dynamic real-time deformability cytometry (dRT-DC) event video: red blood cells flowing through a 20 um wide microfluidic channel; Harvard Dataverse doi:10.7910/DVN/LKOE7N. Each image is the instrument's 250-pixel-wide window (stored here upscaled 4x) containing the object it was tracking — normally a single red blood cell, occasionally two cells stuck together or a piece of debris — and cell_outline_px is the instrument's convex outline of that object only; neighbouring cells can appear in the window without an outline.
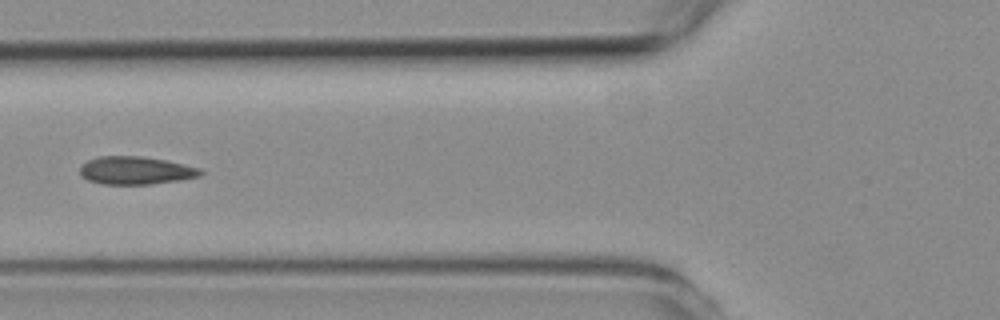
{"species": "common noctule bat (a hibernating species)", "species_latin": "Nyctalus noctula", "temperature_condition": "room temperature", "stored_images_in_passage": 5, "camera_frame_rate_fps": 3000, "um_per_image_px": 0.085, "animal": {"sex": "female", "body_mass_g": 19.3, "forearm_length_mm": 54.1}, "frame": {"image": 1, "passage_image": 5, "time_ms": 4.667, "image_size_px": [1000, 320], "cell_outline_px": [[204, 172], [200, 176], [180, 180], [152, 184], [104, 184], [88, 180], [80, 176], [80, 164], [96, 156], [140, 156], [164, 160], [184, 164], [200, 168]], "centroid_in_image_um": [11.51, 14.49], "position_along_channel_um": 114.3, "area_um2": 19.71}}